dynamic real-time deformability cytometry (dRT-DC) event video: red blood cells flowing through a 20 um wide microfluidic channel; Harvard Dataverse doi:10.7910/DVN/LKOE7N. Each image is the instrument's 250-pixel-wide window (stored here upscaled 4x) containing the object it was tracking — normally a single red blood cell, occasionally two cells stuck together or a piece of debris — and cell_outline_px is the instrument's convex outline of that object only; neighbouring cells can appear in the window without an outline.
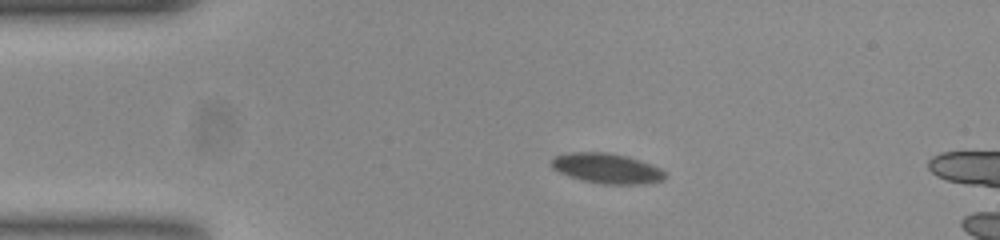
{"species": "common noctule bat (a hibernating species)", "species_latin": "Nyctalus noctula", "temperature_condition": "room temperature", "stored_images_in_passage": 48, "camera_frame_rate_fps": 3000, "um_per_image_px": 0.085, "animal": {"sex": "female", "body_mass_g": 23.0, "forearm_length_mm": 53.4}, "frame": {"image": 1, "passage_image": 1, "time_ms": 0.0, "image_size_px": [1000, 240], "cell_outline_px": [[668, 176], [664, 180], [636, 184], [604, 184], [584, 180], [560, 172], [552, 168], [552, 160], [556, 156], [572, 152], [604, 152], [628, 156], [660, 168]], "centroid_in_image_um": [51.61, 14.3], "position_along_channel_um": 33.4, "area_um2": 19.54}}
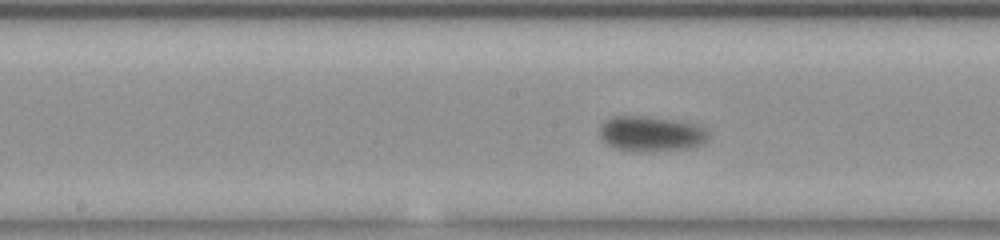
{"frame": {"image": 2, "passage_image": 18, "time_ms": 5.667, "image_size_px": [1000, 240], "cell_outline_px": [[708, 136], [700, 144], [688, 148], [616, 148], [608, 144], [600, 136], [600, 124], [612, 116], [640, 116], [672, 120], [692, 124], [704, 128]], "centroid_in_image_um": [55.28, 11.3], "position_along_channel_um": 192.9, "area_um2": 20.75}}
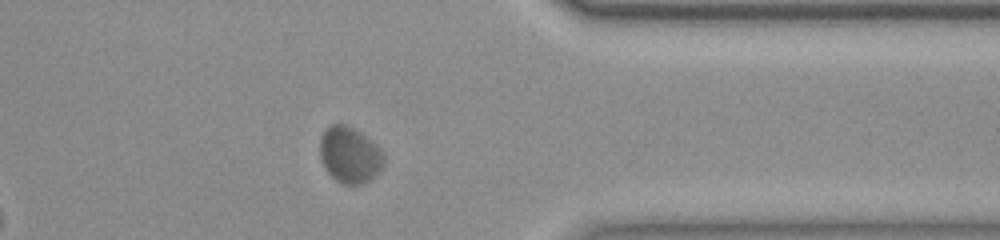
{"frame": {"image": 3, "passage_image": 35, "time_ms": 11.333, "image_size_px": [1000, 240], "cell_outline_px": [[384, 164], [368, 180], [360, 184], [344, 184], [336, 180], [328, 172], [320, 156], [320, 140], [324, 128], [328, 124], [344, 124], [352, 128], [364, 136], [384, 156]], "centroid_in_image_um": [29.66, 13.15], "position_along_channel_um": 381.7, "area_um2": 20.17}, "authors_computed_cell_mechanics": {"area_um2": 20.6924, "velocity_mm_per_s": 3.5549, "shape_relaxation_time_tau1_ms": 3.1769, "shape_relaxation_time_tau2_ms": null, "deformation_change_tau1": 0.0847, "deformation_change_tau2": null}}